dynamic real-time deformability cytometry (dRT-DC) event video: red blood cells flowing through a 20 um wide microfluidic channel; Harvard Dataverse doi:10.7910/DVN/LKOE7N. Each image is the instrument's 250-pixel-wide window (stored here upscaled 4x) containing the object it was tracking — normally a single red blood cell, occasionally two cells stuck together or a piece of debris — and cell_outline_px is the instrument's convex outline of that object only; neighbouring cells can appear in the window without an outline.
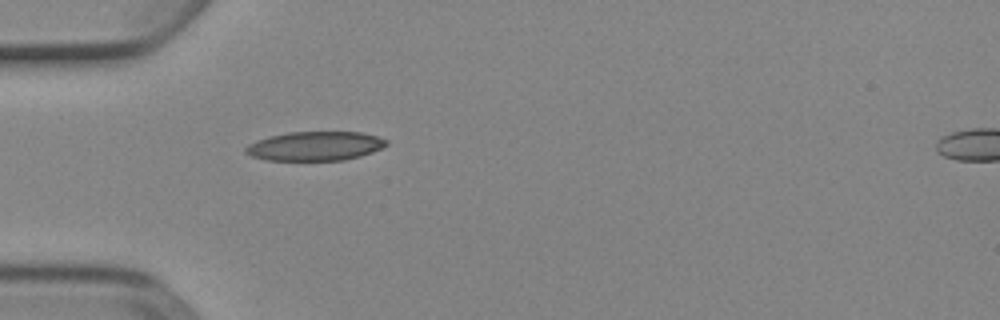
{"species": "Egyptian fruit bat (a non-hibernating species)", "species_latin": "Rousettus aegyptiacus", "temperature_condition": "cold", "stored_images_in_passage": 1, "camera_frame_rate_fps": 3000, "um_per_image_px": 0.085, "animal": {"sex": "female"}, "frame": {"image": 1, "passage_image": 1, "time_ms": 0.0, "image_size_px": [1000, 320], "cell_outline_px": [[388, 144], [372, 152], [360, 156], [344, 160], [264, 160], [252, 156], [244, 152], [244, 148], [248, 144], [268, 136], [288, 132], [360, 132], [376, 136], [388, 140]], "centroid_in_image_um": [26.76, 12.41], "position_along_channel_um": 58.2, "area_um2": 23.87}}